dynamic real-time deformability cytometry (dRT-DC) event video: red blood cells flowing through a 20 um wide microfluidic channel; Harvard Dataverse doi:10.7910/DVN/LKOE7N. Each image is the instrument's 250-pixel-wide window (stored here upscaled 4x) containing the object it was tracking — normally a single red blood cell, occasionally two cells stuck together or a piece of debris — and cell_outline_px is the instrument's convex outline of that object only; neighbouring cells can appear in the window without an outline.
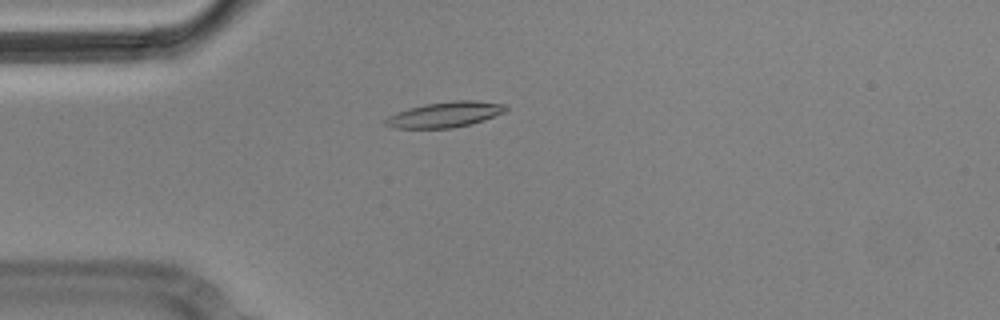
{"species": "Egyptian fruit bat (a non-hibernating species)", "species_latin": "Rousettus aegyptiacus", "temperature_condition": "cold", "stored_images_in_passage": 5, "camera_frame_rate_fps": 3000, "um_per_image_px": 0.085, "animal": {"sex": "male"}, "frame": {"image": 1, "passage_image": 5, "time_ms": 1.333, "image_size_px": [1000, 320], "cell_outline_px": [[508, 108], [504, 112], [484, 120], [452, 128], [392, 128], [384, 124], [384, 120], [388, 116], [396, 112], [408, 108], [424, 104], [456, 100], [476, 100], [508, 104]], "centroid_in_image_um": [37.82, 9.72], "position_along_channel_um": 47.2, "area_um2": 17.98}}